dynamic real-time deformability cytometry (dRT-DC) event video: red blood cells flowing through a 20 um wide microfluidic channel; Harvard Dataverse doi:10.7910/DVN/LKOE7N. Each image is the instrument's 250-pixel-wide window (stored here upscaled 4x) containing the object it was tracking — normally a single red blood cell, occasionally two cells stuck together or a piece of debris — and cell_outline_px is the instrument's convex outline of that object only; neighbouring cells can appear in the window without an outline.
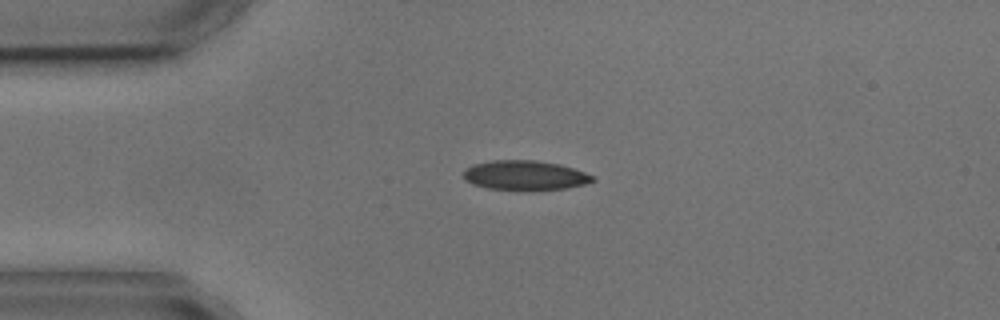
{"species": "common noctule bat (a hibernating species)", "species_latin": "Nyctalus noctula", "temperature_condition": "cold", "stored_images_in_passage": 4, "camera_frame_rate_fps": 3000, "um_per_image_px": 0.085, "animal": {"sex": "male", "body_mass_g": 17.9, "forearm_length_mm": 54.2}, "frame": {"image": 1, "passage_image": 4, "time_ms": 3.333, "image_size_px": [1000, 320], "cell_outline_px": [[596, 180], [584, 184], [568, 188], [488, 188], [472, 184], [464, 180], [464, 168], [472, 164], [492, 160], [536, 160], [560, 164], [596, 176]], "centroid_in_image_um": [44.6, 14.86], "position_along_channel_um": 40.4, "area_um2": 21.79}}